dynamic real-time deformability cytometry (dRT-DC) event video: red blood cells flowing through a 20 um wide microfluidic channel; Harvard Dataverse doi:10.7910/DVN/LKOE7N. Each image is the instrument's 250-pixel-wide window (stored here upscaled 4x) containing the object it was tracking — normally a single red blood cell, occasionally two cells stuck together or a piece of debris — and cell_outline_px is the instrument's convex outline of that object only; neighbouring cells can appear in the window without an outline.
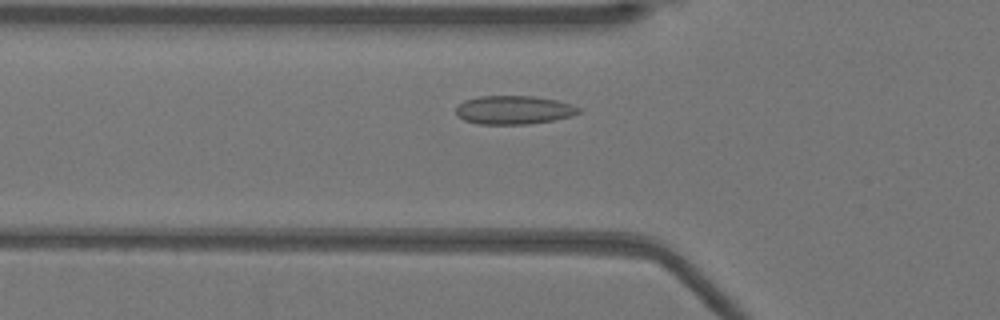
{"species": "Egyptian fruit bat (a non-hibernating species)", "species_latin": "Rousettus aegyptiacus", "temperature_condition": "warm", "stored_images_in_passage": 45, "camera_frame_rate_fps": 3000, "um_per_image_px": 0.085, "animal": {"sex": "female"}, "frame": {"image": 1, "passage_image": 11, "time_ms": 3.333, "image_size_px": [1000, 320], "cell_outline_px": [[580, 112], [572, 116], [556, 120], [528, 124], [480, 124], [464, 120], [456, 116], [456, 108], [464, 100], [480, 96], [536, 96], [556, 100], [572, 104], [580, 108]], "centroid_in_image_um": [43.69, 9.35], "position_along_channel_um": 82.1, "area_um2": 20.58}}
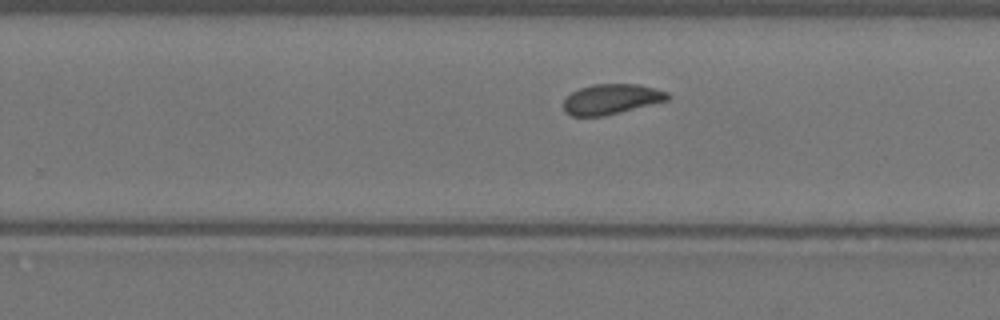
{"frame": {"image": 2, "passage_image": 26, "time_ms": 8.333, "image_size_px": [1000, 320], "cell_outline_px": [[672, 96], [668, 100], [604, 116], [572, 116], [564, 112], [564, 100], [572, 92], [580, 88], [592, 84], [640, 84], [668, 92]], "centroid_in_image_um": [51.98, 8.42], "position_along_channel_um": 277.8, "area_um2": 18.32}}
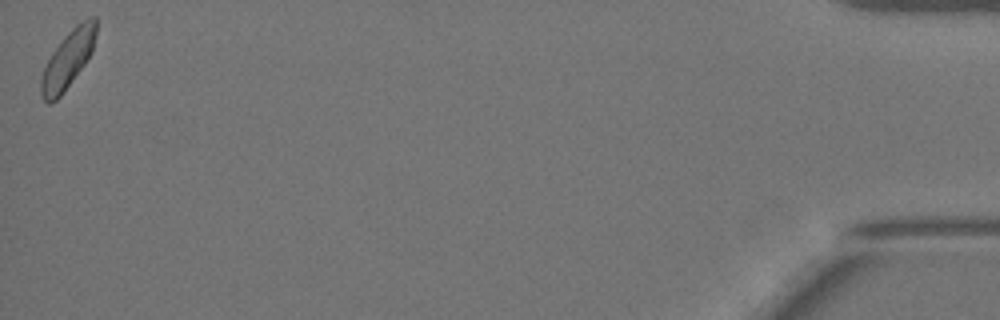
{"frame": {"image": 3, "passage_image": 45, "time_ms": 14.667, "image_size_px": [1000, 320], "cell_outline_px": [[96, 32], [92, 52], [84, 64], [64, 92], [52, 104], [48, 104], [40, 96], [40, 80], [44, 68], [52, 52], [64, 36], [76, 24], [92, 16], [96, 16]], "centroid_in_image_um": [5.75, 5.08], "position_along_channel_um": 429.4, "area_um2": 18.32}, "authors_computed_cell_mechanics": {"area_um2": 18.7272, "velocity_mm_per_s": 3.9059, "shape_relaxation_time_tau1_ms": 5.8682, "shape_relaxation_time_tau2_ms": 0.6948, "deformation_change_tau1": 0.1222, "deformation_change_tau2": 0.0463}}